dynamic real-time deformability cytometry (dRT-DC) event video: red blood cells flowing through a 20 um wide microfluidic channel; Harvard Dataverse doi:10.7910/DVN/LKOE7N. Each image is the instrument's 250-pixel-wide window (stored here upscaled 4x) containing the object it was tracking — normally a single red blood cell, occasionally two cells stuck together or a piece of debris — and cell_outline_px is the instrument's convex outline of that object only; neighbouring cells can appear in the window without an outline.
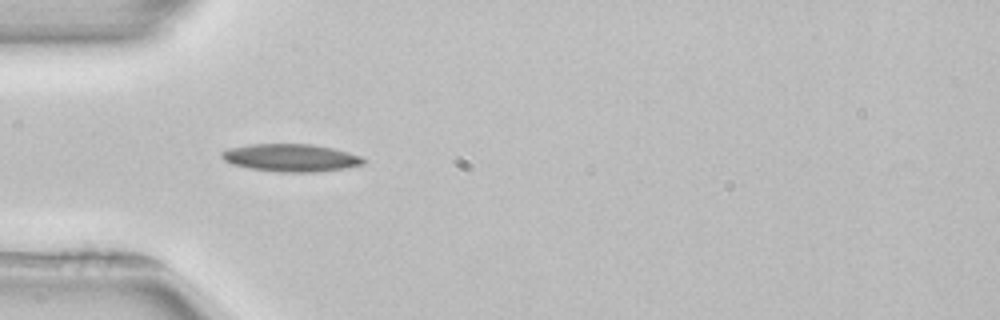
{"species": "common noctule bat (a hibernating species)", "species_latin": "Nyctalus noctula", "temperature_condition": "room temperature", "stored_images_in_passage": 51, "camera_frame_rate_fps": 3000, "um_per_image_px": 0.085, "animal": {"sex": "female", "body_mass_g": 22.7, "forearm_length_mm": 54.2}, "frame": {"image": 1, "passage_image": 15, "time_ms": 4.667, "image_size_px": [1000, 320], "cell_outline_px": [[368, 160], [364, 164], [348, 168], [316, 172], [280, 172], [248, 168], [232, 164], [224, 160], [220, 156], [220, 152], [228, 148], [248, 144], [312, 144], [332, 148], [348, 152], [360, 156]], "centroid_in_image_um": [24.73, 13.41], "position_along_channel_um": 60.3, "area_um2": 23.06}}
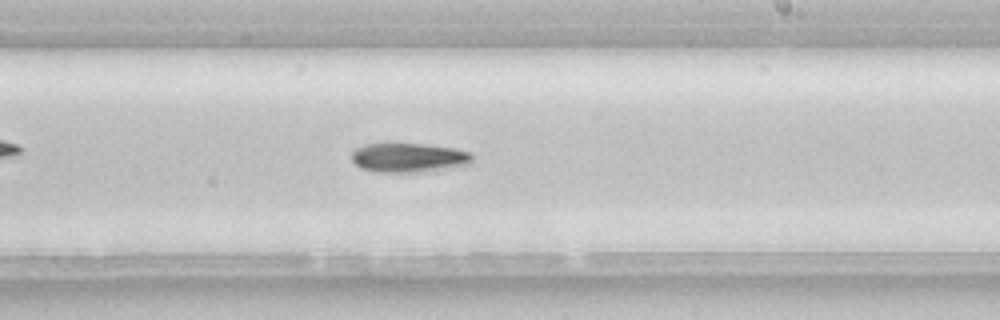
{"frame": {"image": 2, "passage_image": 30, "time_ms": 9.667, "image_size_px": [1000, 320], "cell_outline_px": [[472, 164], [416, 172], [376, 172], [360, 168], [352, 160], [352, 152], [356, 148], [364, 144], [428, 144], [452, 148], [468, 152], [472, 156]], "centroid_in_image_um": [34.7, 13.4], "position_along_channel_um": 254.3, "area_um2": 20.35}, "authors_computed_cell_mechanics": {"area_um2": 20.1722, "velocity_mm_per_s": 3.9468, "shape_relaxation_time_tau1_ms": 5.7263, "shape_relaxation_time_tau2_ms": null, "deformation_change_tau1": 0.1341, "deformation_change_tau2": null}}